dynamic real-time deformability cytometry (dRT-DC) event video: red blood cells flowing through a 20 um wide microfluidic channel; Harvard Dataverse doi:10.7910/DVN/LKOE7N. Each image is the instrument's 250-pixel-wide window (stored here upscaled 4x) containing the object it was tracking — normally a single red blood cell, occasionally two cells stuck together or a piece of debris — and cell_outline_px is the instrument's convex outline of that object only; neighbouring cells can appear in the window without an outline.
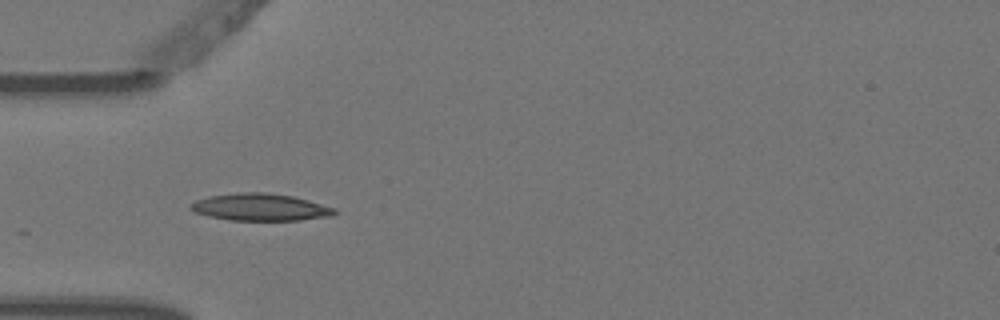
{"species": "Egyptian fruit bat (a non-hibernating species)", "species_latin": "Rousettus aegyptiacus", "temperature_condition": "warm", "stored_images_in_passage": 7, "camera_frame_rate_fps": 3000, "um_per_image_px": 0.085, "animal": {"sex": "female"}, "frame": {"image": 1, "passage_image": 4, "time_ms": 1.0, "image_size_px": [1000, 320], "cell_outline_px": [[336, 212], [332, 216], [300, 220], [228, 220], [208, 216], [196, 212], [188, 208], [188, 204], [196, 200], [212, 196], [240, 192], [264, 192], [292, 196], [308, 200], [336, 208]], "centroid_in_image_um": [22.12, 17.61], "position_along_channel_um": 62.9, "area_um2": 22.72}}
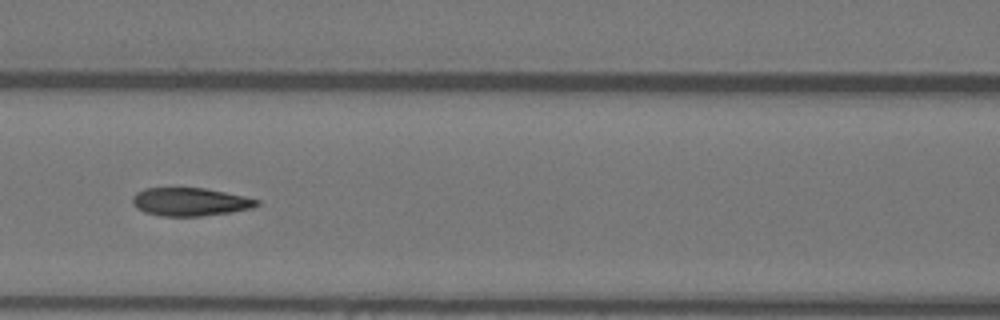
{"frame": {"image": 2, "passage_image": 6, "time_ms": 1.667, "image_size_px": [1000, 320], "cell_outline_px": [[260, 204], [252, 208], [232, 212], [200, 216], [160, 216], [144, 212], [136, 208], [132, 204], [132, 196], [136, 192], [144, 188], [204, 188], [244, 196], [260, 200]], "centroid_in_image_um": [16.13, 17.16], "position_along_channel_um": 150.5, "area_um2": 20.52}}
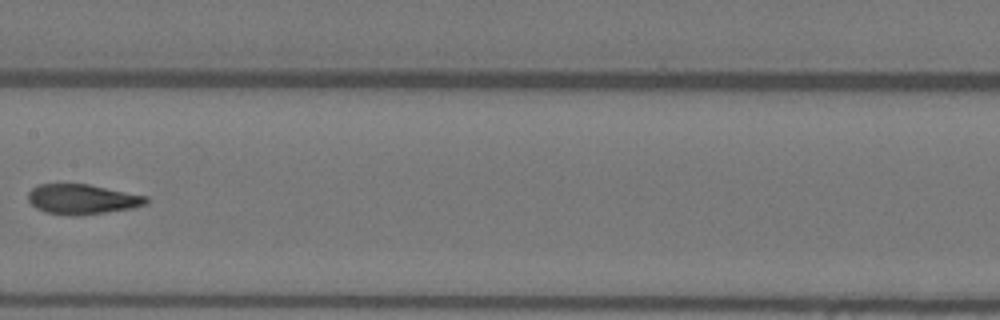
{"frame": {"image": 3, "passage_image": 7, "time_ms": 2.0, "image_size_px": [1000, 320], "cell_outline_px": [[148, 204], [132, 208], [80, 216], [72, 216], [44, 212], [36, 208], [28, 200], [28, 192], [32, 188], [40, 184], [88, 184], [148, 196]], "centroid_in_image_um": [6.99, 16.94], "position_along_channel_um": 200.4, "area_um2": 20.75}}